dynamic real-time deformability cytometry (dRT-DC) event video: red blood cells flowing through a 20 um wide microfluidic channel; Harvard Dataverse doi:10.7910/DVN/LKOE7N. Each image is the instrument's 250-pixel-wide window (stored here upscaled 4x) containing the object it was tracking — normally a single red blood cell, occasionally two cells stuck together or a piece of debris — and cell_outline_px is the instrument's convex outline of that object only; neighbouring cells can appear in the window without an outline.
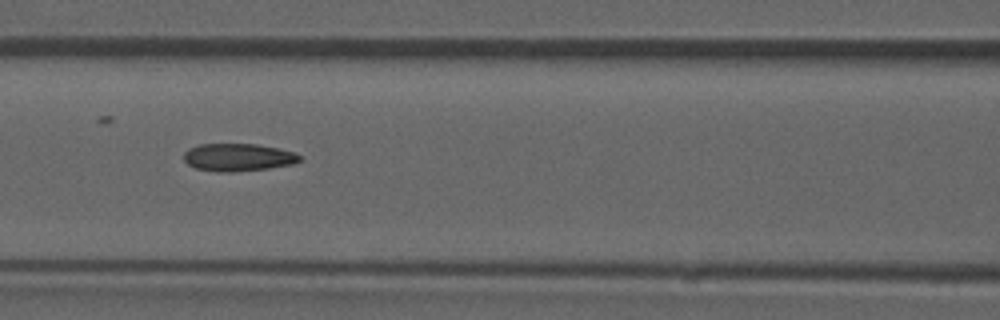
{"species": "common noctule bat (a hibernating species)", "species_latin": "Nyctalus noctula", "temperature_condition": "room temperature", "stored_images_in_passage": 53, "camera_frame_rate_fps": 3000, "um_per_image_px": 0.085, "animal": {"sex": "male", "forearm_length_mm": 52.5}, "frame": {"image": 1, "passage_image": 23, "time_ms": 7.333, "image_size_px": [1000, 320], "cell_outline_px": [[304, 160], [296, 164], [268, 168], [232, 172], [216, 172], [196, 168], [188, 164], [184, 160], [184, 152], [188, 148], [200, 144], [256, 144], [296, 152]], "centroid_in_image_um": [20.27, 13.37], "position_along_channel_um": 146.3, "area_um2": 18.84}, "authors_computed_cell_mechanics": {"area_um2": 18.9006, "velocity_mm_per_s": 3.9245, "shape_relaxation_time_tau1_ms": null, "shape_relaxation_time_tau2_ms": 2.3798, "deformation_change_tau1": null, "deformation_change_tau2": 0.1026}}